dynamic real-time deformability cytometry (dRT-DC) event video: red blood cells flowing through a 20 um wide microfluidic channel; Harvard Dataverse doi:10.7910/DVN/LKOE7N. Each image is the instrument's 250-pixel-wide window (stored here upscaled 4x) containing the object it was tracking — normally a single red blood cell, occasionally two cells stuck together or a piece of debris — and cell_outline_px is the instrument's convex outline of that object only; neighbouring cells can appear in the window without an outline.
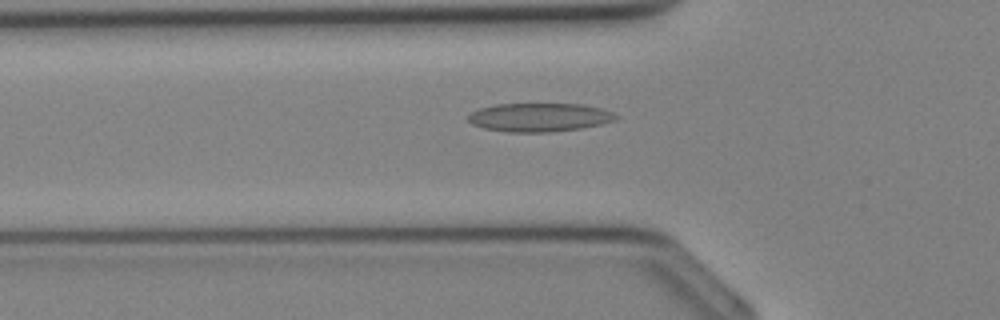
{"species": "Egyptian fruit bat (a non-hibernating species)", "species_latin": "Rousettus aegyptiacus", "temperature_condition": "cold", "stored_images_in_passage": 25, "camera_frame_rate_fps": 3000, "um_per_image_px": 0.085, "animal": {"sex": "female"}, "frame": {"image": 1, "passage_image": 4, "time_ms": 1.0, "image_size_px": [1000, 320], "cell_outline_px": [[620, 116], [616, 120], [600, 124], [580, 128], [552, 132], [504, 132], [484, 128], [472, 124], [468, 120], [468, 116], [472, 112], [480, 108], [496, 104], [580, 104], [600, 108], [612, 112]], "centroid_in_image_um": [45.84, 9.98], "position_along_channel_um": 80.0, "area_um2": 24.57}}
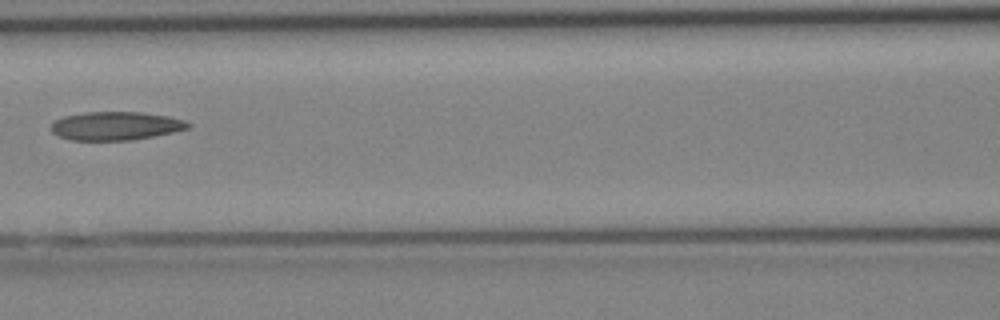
{"frame": {"image": 2, "passage_image": 8, "time_ms": 2.333, "image_size_px": [1000, 320], "cell_outline_px": [[192, 124], [188, 128], [172, 132], [132, 140], [68, 140], [52, 132], [52, 120], [64, 116], [84, 112], [140, 112], [168, 116], [184, 120]], "centroid_in_image_um": [9.81, 10.69], "position_along_channel_um": 156.8, "area_um2": 22.66}}
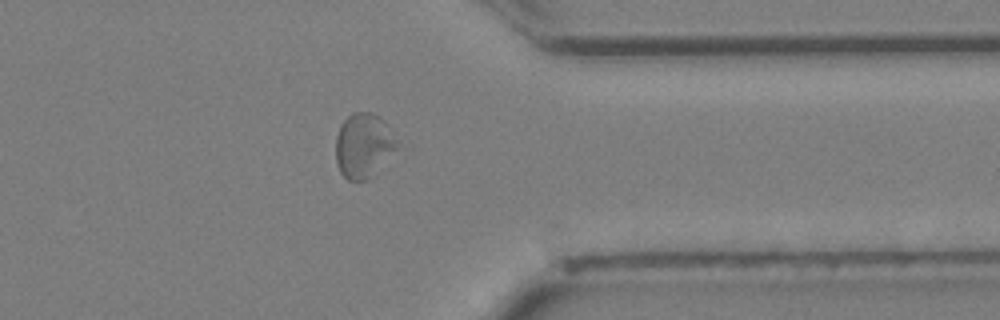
{"frame": {"image": 3, "passage_image": 20, "time_ms": 6.333, "image_size_px": [1000, 320], "cell_outline_px": [[400, 148], [368, 180], [348, 180], [340, 172], [336, 160], [336, 136], [344, 120], [352, 112], [372, 112], [380, 116], [388, 124]], "centroid_in_image_um": [30.94, 12.36], "position_along_channel_um": 380.5, "area_um2": 23.29}}